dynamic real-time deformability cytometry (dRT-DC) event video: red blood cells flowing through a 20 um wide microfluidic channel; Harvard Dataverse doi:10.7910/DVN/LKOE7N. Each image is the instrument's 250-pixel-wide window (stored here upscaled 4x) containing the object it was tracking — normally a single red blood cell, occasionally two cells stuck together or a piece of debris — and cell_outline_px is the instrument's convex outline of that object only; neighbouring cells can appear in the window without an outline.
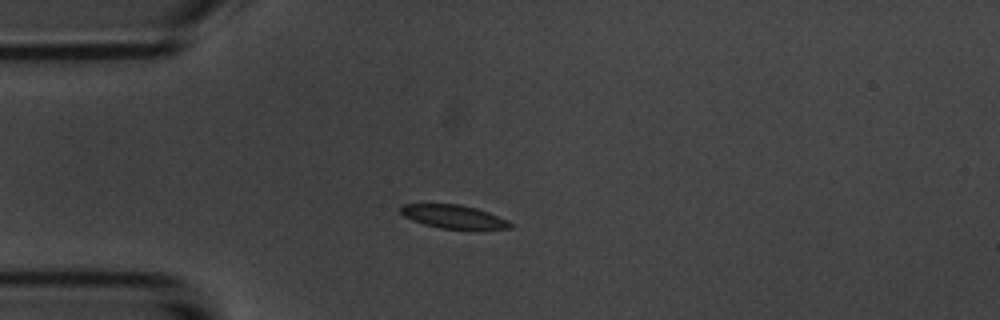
{"species": "common noctule bat (a hibernating species)", "species_latin": "Nyctalus noctula", "temperature_condition": "room temperature", "stored_images_in_passage": 8, "camera_frame_rate_fps": 3000, "um_per_image_px": 0.085, "animal": {"sex": "male", "body_mass_g": 20.1, "forearm_length_mm": 53.5}, "frame": {"image": 1, "passage_image": 1, "time_ms": 0.0, "image_size_px": [1000, 320], "cell_outline_px": [[512, 228], [440, 228], [424, 224], [412, 220], [404, 216], [400, 212], [400, 204], [460, 204], [476, 208], [488, 212], [508, 220], [512, 224]], "centroid_in_image_um": [38.5, 18.39], "position_along_channel_um": 46.5, "area_um2": 14.68}}
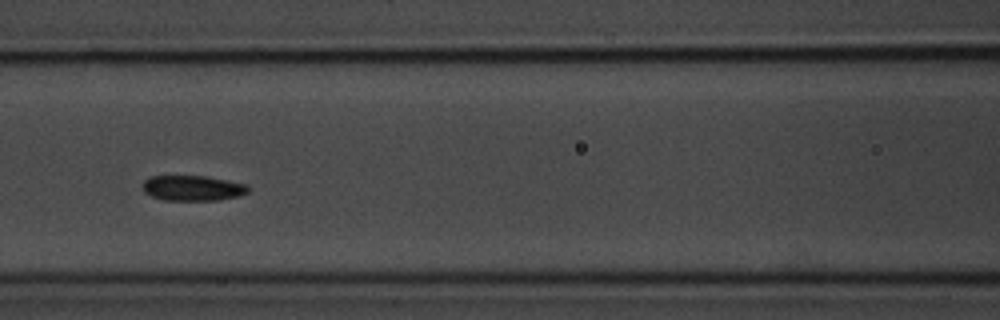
{"frame": {"image": 2, "passage_image": 4, "time_ms": 3.333, "image_size_px": [1000, 320], "cell_outline_px": [[252, 188], [248, 192], [240, 196], [220, 200], [164, 200], [152, 196], [144, 192], [144, 180], [152, 176], [208, 176], [248, 184]], "centroid_in_image_um": [16.46, 15.99], "position_along_channel_um": 150.1, "area_um2": 15.72}}
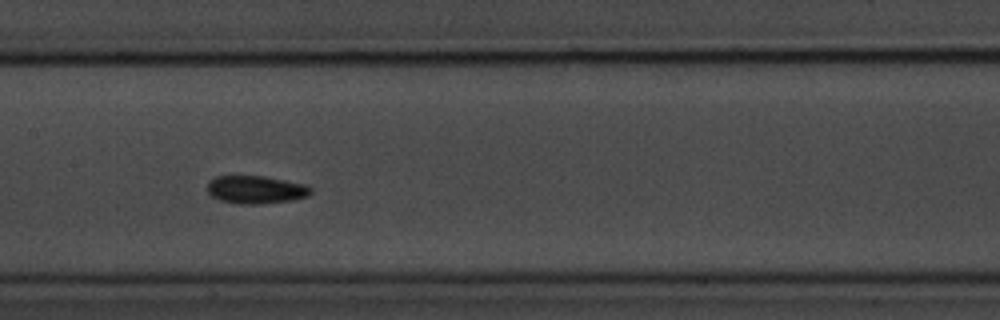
{"frame": {"image": 3, "passage_image": 5, "time_ms": 4.333, "image_size_px": [1000, 320], "cell_outline_px": [[312, 192], [308, 196], [292, 200], [260, 204], [236, 204], [220, 200], [212, 196], [208, 192], [208, 180], [216, 176], [264, 176], [308, 184], [312, 188]], "centroid_in_image_um": [21.77, 16.12], "position_along_channel_um": 185.6, "area_um2": 17.05}}